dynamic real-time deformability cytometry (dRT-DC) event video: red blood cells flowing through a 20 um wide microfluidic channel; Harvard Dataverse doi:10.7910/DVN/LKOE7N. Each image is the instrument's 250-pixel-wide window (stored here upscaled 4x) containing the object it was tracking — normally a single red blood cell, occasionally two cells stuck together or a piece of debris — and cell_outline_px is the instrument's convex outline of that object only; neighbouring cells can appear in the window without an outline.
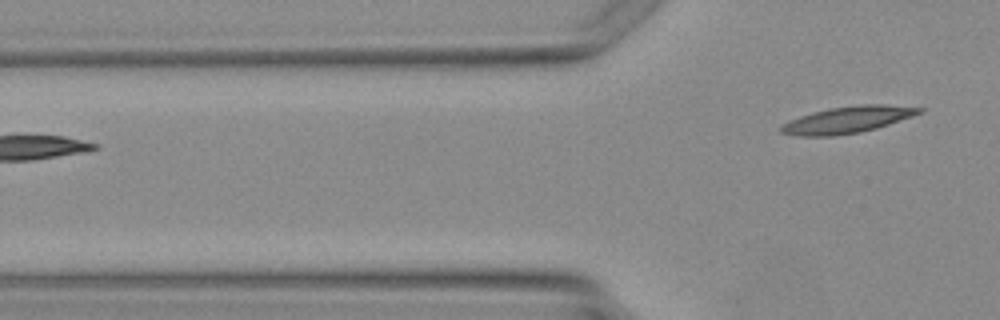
{"species": "Egyptian fruit bat (a non-hibernating species)", "species_latin": "Rousettus aegyptiacus", "temperature_condition": "warm", "stored_images_in_passage": 3, "camera_frame_rate_fps": 3000, "um_per_image_px": 0.085, "animal": {"sex": "female"}, "frame": {"image": 1, "passage_image": 3, "time_ms": 4.0, "image_size_px": [1000, 320], "cell_outline_px": [[924, 112], [876, 128], [860, 132], [832, 136], [796, 136], [780, 132], [780, 124], [788, 120], [812, 112], [832, 108], [860, 104], [884, 104], [924, 108]], "centroid_in_image_um": [72.0, 10.18], "position_along_channel_um": 53.8, "area_um2": 21.44}}